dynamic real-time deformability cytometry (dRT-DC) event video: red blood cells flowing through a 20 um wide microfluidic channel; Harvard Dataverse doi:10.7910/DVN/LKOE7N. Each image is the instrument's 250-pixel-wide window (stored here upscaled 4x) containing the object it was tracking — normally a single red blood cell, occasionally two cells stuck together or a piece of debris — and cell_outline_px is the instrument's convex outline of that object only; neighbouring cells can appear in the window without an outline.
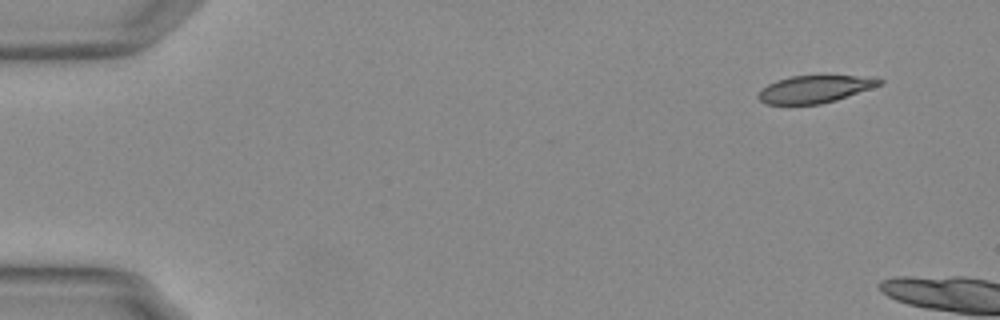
{"species": "Egyptian fruit bat (a non-hibernating species)", "species_latin": "Rousettus aegyptiacus", "temperature_condition": "warm", "stored_images_in_passage": 15, "camera_frame_rate_fps": 3000, "um_per_image_px": 0.085, "animal": {"sex": "female"}, "frame": {"image": 1, "passage_image": 3, "time_ms": 0.667, "image_size_px": [1000, 320], "cell_outline_px": [[884, 84], [836, 100], [820, 104], [764, 104], [756, 96], [768, 84], [776, 80], [792, 76], [876, 76], [884, 80]], "centroid_in_image_um": [69.32, 7.57], "position_along_channel_um": 15.7, "area_um2": 19.36}}